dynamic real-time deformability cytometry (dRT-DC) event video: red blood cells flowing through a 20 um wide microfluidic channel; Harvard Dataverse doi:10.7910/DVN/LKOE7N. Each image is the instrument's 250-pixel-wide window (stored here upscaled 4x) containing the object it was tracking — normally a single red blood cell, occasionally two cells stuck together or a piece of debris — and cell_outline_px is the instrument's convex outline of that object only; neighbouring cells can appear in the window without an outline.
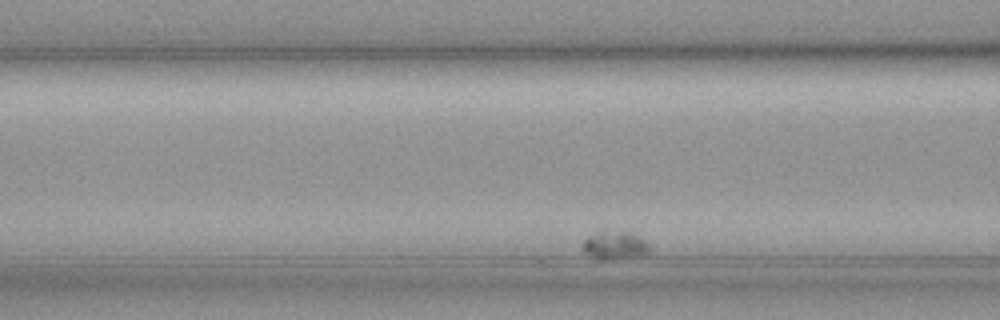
{"species": "common noctule bat (a hibernating species)", "species_latin": "Nyctalus noctula", "temperature_condition": "cold", "stored_images_in_passage": 61, "segment_of_instrument_passage": [2, 2], "camera_frame_rate_fps": 3000, "um_per_image_px": 0.085, "animal": {"sex": "female", "body_mass_g": 19.3, "forearm_length_mm": 54.1}, "frame": {"image": 1, "passage_image": 14, "time_ms": 4.333, "image_size_px": [1000, 320], "cell_outline_px": [[648, 252], [632, 256], [604, 260], [596, 260], [584, 252], [584, 240], [588, 236], [596, 232], [632, 232], [640, 236], [648, 244]], "centroid_in_image_um": [52.22, 20.85], "position_along_channel_um": 114.4, "area_um2": 10.64}}
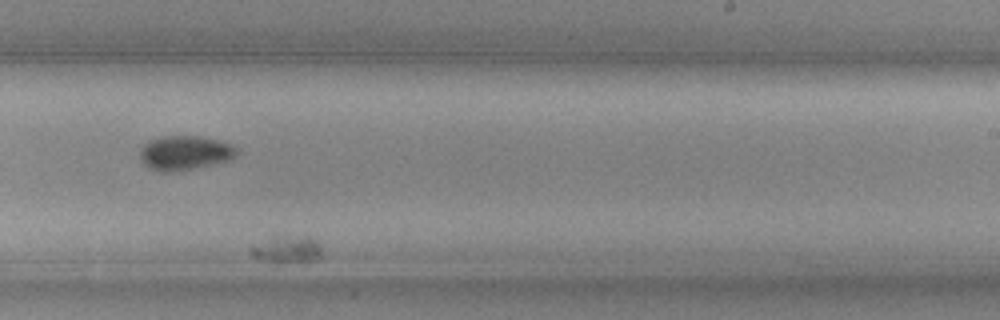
{"frame": {"image": 2, "passage_image": 39, "time_ms": 12.667, "image_size_px": [1000, 320], "cell_outline_px": [[320, 256], [316, 260], [308, 264], [304, 264], [272, 260], [252, 256], [248, 248], [276, 236], [308, 236], [316, 240], [320, 248]], "centroid_in_image_um": [24.48, 21.21], "position_along_channel_um": 264.5, "area_um2": 11.04}}
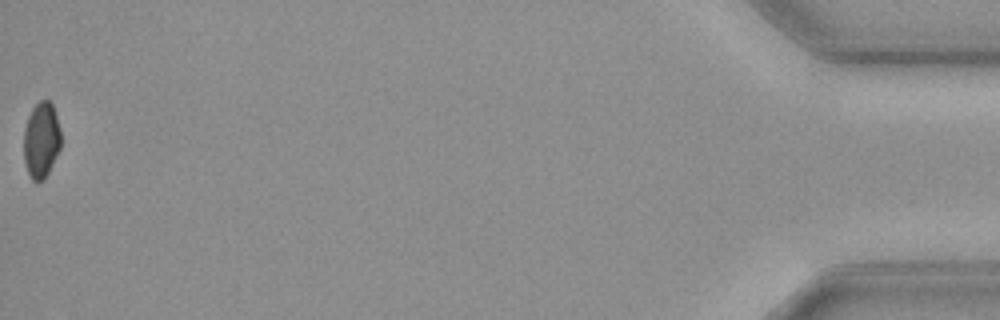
{"frame": {"image": 3, "passage_image": 61, "time_ms": 20.0, "image_size_px": [1000, 320], "cell_outline_px": [[60, 148], [48, 172], [40, 180], [32, 180], [28, 172], [24, 160], [24, 128], [28, 116], [32, 108], [40, 100], [48, 100], [52, 104], [60, 128]], "centroid_in_image_um": [3.5, 11.86], "position_along_channel_um": 431.7, "area_um2": 16.13}}